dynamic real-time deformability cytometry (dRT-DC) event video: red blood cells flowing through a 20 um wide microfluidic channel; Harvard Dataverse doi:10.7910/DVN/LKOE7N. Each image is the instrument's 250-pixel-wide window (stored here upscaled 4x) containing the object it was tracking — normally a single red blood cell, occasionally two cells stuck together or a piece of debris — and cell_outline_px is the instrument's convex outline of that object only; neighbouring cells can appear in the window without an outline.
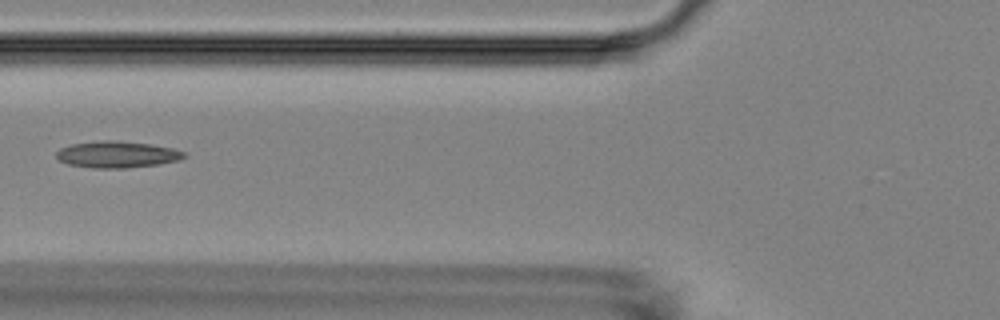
{"species": "Egyptian fruit bat (a non-hibernating species)", "species_latin": "Rousettus aegyptiacus", "temperature_condition": "room temperature", "stored_images_in_passage": 5, "camera_frame_rate_fps": 3000, "um_per_image_px": 0.085, "animal": {"sex": "female"}, "frame": {"image": 1, "passage_image": 3, "time_ms": 2.333, "image_size_px": [1000, 320], "cell_outline_px": [[188, 156], [180, 160], [156, 164], [124, 168], [92, 168], [68, 164], [60, 160], [56, 156], [56, 152], [60, 148], [72, 144], [100, 140], [116, 140], [152, 144], [172, 148], [184, 152]], "centroid_in_image_um": [9.95, 13.12], "position_along_channel_um": 115.8, "area_um2": 19.77}}
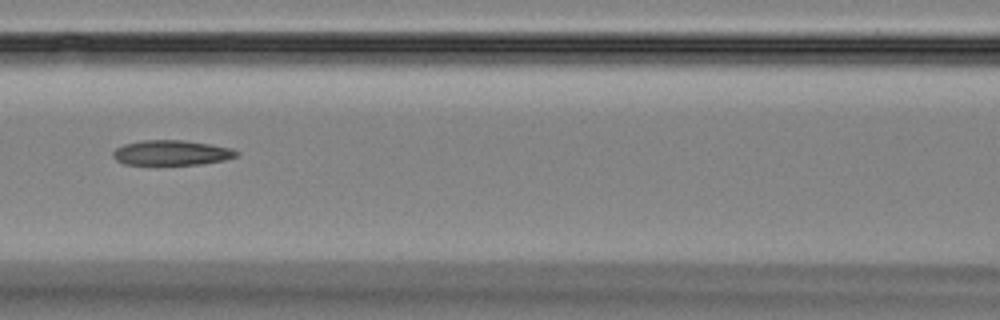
{"frame": {"image": 2, "passage_image": 4, "time_ms": 3.333, "image_size_px": [1000, 320], "cell_outline_px": [[240, 152], [236, 156], [224, 160], [200, 164], [124, 164], [116, 160], [112, 156], [112, 152], [116, 148], [124, 144], [140, 140], [184, 140], [232, 148]], "centroid_in_image_um": [14.56, 12.97], "position_along_channel_um": 152.0, "area_um2": 17.92}}
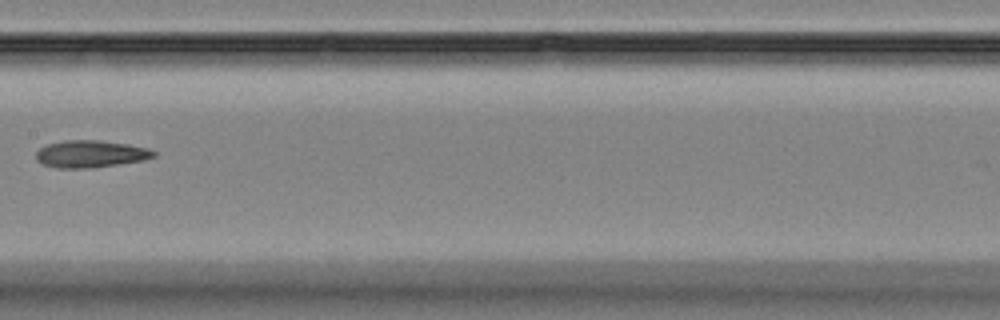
{"frame": {"image": 3, "passage_image": 5, "time_ms": 4.667, "image_size_px": [1000, 320], "cell_outline_px": [[156, 156], [144, 160], [88, 168], [56, 168], [44, 164], [36, 160], [36, 152], [40, 148], [48, 144], [64, 140], [100, 140], [128, 144], [148, 148], [156, 152]], "centroid_in_image_um": [7.7, 13.08], "position_along_channel_um": 199.7, "area_um2": 18.55}}